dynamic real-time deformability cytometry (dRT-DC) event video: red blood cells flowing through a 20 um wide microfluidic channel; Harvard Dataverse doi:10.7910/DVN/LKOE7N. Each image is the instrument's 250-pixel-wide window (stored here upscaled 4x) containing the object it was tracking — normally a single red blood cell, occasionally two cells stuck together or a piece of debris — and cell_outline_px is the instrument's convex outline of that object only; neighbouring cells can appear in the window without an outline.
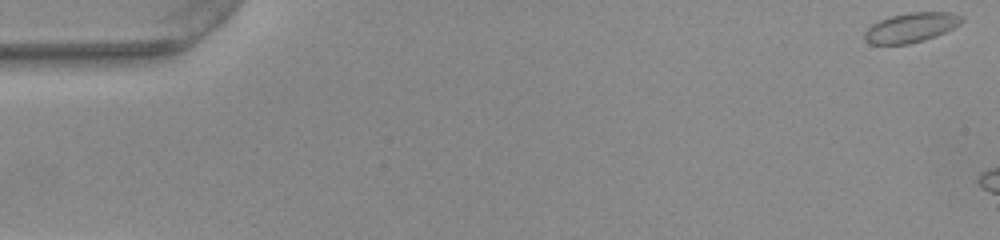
{"species": "common noctule bat (a hibernating species)", "species_latin": "Nyctalus noctula", "temperature_condition": "warm", "stored_images_in_passage": 6, "camera_frame_rate_fps": 3000, "um_per_image_px": 0.085, "animal": {"sex": "female", "body_mass_g": 22.0, "forearm_length_mm": 56.7}, "frame": {"image": 1, "passage_image": 1, "time_ms": 0.0, "image_size_px": [1000, 240], "cell_outline_px": [[964, 20], [960, 24], [936, 36], [924, 40], [908, 44], [872, 44], [864, 40], [864, 32], [872, 24], [888, 16], [908, 12], [952, 12], [964, 16]], "centroid_in_image_um": [77.45, 2.32], "position_along_channel_um": 7.6, "area_um2": 16.88}}